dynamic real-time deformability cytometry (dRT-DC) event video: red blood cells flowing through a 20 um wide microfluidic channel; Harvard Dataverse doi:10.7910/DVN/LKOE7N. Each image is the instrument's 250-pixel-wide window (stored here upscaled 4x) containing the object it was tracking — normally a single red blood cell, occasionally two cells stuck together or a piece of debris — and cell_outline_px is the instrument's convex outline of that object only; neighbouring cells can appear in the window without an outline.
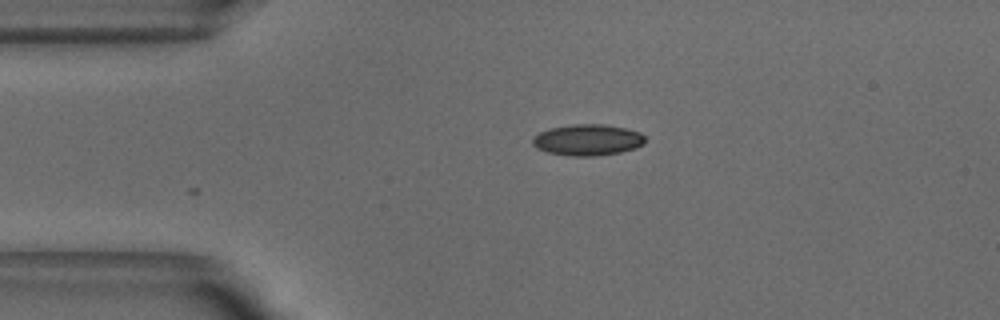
{"species": "common noctule bat (a hibernating species)", "species_latin": "Nyctalus noctula", "temperature_condition": "warm", "stored_images_in_passage": 4, "camera_frame_rate_fps": 3000, "um_per_image_px": 0.085, "animal": {"sex": "male", "body_mass_g": 18.8}, "frame": {"image": 1, "passage_image": 1, "time_ms": 0.0, "image_size_px": [1000, 320], "cell_outline_px": [[644, 144], [636, 148], [620, 152], [596, 156], [572, 156], [548, 152], [536, 148], [532, 144], [532, 136], [548, 128], [572, 124], [604, 124], [628, 128], [640, 132], [644, 136]], "centroid_in_image_um": [49.94, 11.88], "position_along_channel_um": 35.1, "area_um2": 20.69}}